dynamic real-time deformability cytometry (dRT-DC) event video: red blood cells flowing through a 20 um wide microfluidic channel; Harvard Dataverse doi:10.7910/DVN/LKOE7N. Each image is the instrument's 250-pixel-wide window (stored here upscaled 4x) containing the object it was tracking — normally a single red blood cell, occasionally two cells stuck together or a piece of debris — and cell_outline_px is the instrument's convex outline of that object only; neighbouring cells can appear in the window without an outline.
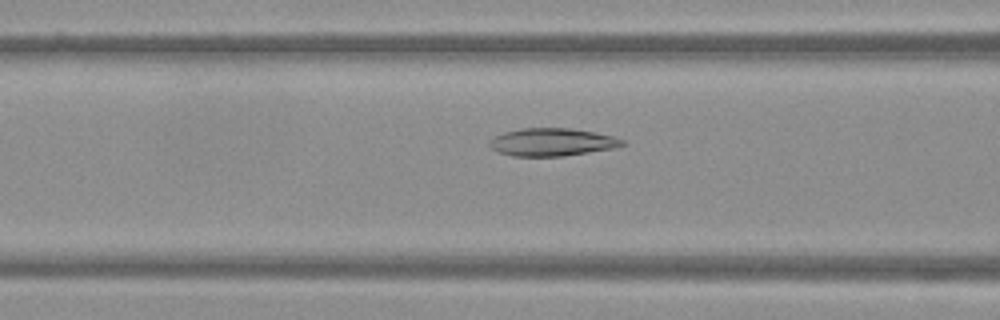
{"species": "Egyptian fruit bat (a non-hibernating species)", "species_latin": "Rousettus aegyptiacus", "temperature_condition": "warm", "stored_images_in_passage": 44, "camera_frame_rate_fps": 3000, "um_per_image_px": 0.085, "frame": {"image": 1, "passage_image": 14, "time_ms": 4.333, "image_size_px": [1000, 320], "cell_outline_px": [[624, 144], [616, 148], [564, 156], [512, 156], [496, 152], [488, 144], [488, 140], [504, 132], [520, 128], [572, 128], [612, 136], [624, 140]], "centroid_in_image_um": [46.89, 12.08], "position_along_channel_um": 119.7, "area_um2": 21.56}}
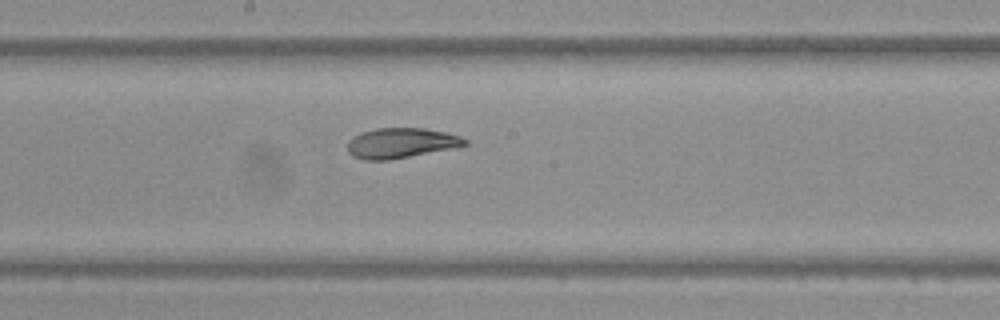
{"frame": {"image": 2, "passage_image": 21, "time_ms": 6.667, "image_size_px": [1000, 320], "cell_outline_px": [[468, 144], [388, 160], [364, 160], [352, 156], [348, 152], [348, 140], [352, 136], [376, 128], [424, 128], [444, 132], [460, 136], [468, 140]], "centroid_in_image_um": [34.02, 12.15], "position_along_channel_um": 214.2, "area_um2": 20.23}}
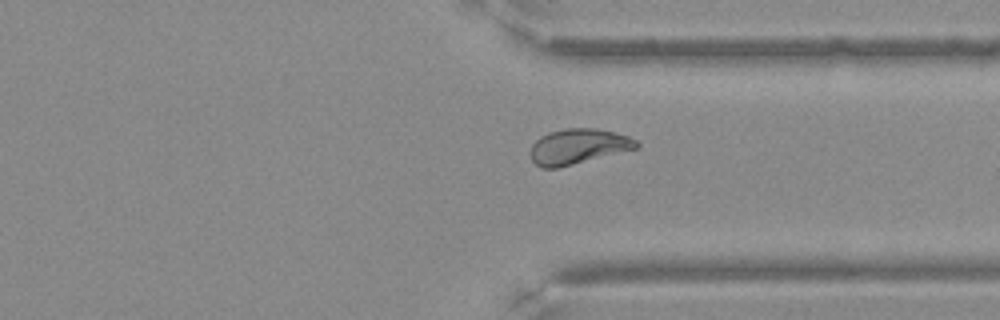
{"frame": {"image": 3, "passage_image": 32, "time_ms": 10.333, "image_size_px": [1000, 320], "cell_outline_px": [[640, 144], [636, 148], [556, 168], [540, 168], [532, 160], [532, 144], [540, 136], [548, 132], [564, 128], [596, 128], [628, 136], [636, 140]], "centroid_in_image_um": [49.11, 12.43], "position_along_channel_um": 362.3, "area_um2": 21.39}}